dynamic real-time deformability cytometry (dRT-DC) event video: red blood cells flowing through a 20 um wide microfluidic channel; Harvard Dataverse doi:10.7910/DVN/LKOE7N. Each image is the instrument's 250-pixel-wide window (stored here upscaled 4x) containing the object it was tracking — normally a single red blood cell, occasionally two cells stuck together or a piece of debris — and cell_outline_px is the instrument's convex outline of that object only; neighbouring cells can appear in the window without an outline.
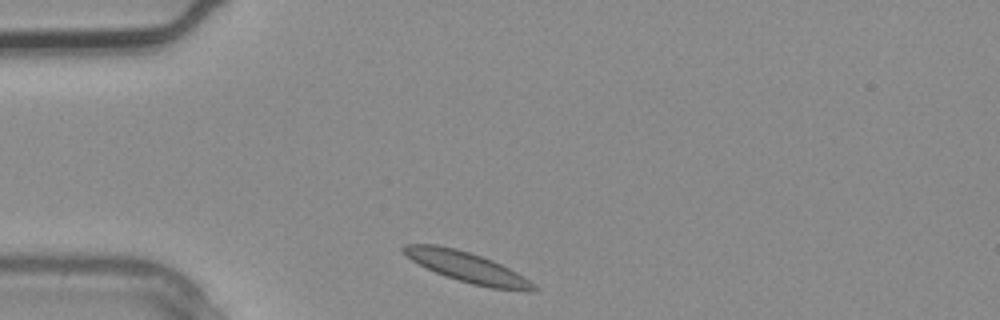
{"species": "common noctule bat (a hibernating species)", "species_latin": "Nyctalus noctula", "temperature_condition": "warm", "stored_images_in_passage": 1, "camera_frame_rate_fps": 3000, "um_per_image_px": 0.085, "animal": {"sex": "male", "body_mass_g": 20.4}, "frame": {"image": 1, "passage_image": 1, "time_ms": 0.0, "image_size_px": [1000, 320], "cell_outline_px": [[540, 288], [532, 292], [524, 292], [492, 288], [472, 284], [444, 276], [412, 260], [400, 248], [404, 244], [436, 244], [456, 248], [492, 260], [524, 276]], "centroid_in_image_um": [39.77, 22.73], "position_along_channel_um": 45.2, "area_um2": 22.95}}